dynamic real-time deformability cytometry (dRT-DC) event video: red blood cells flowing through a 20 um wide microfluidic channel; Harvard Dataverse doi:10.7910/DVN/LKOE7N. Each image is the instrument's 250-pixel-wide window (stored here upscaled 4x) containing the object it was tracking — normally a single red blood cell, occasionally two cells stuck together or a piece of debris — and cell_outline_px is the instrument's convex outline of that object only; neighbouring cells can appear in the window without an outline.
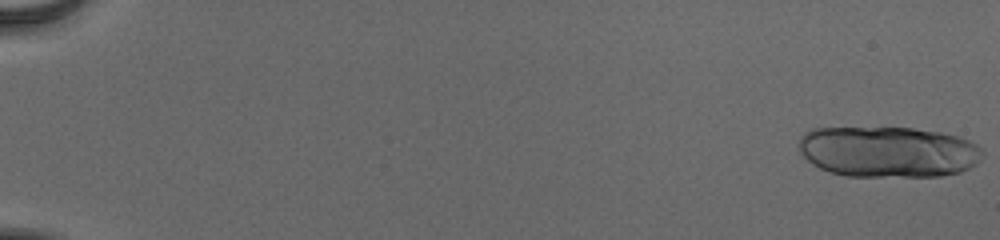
{"species": "human", "species_latin": "Homo sapiens", "temperature_condition": "cold", "stored_images_in_passage": 21, "camera_frame_rate_fps": 3000, "um_per_image_px": 0.085, "donor": {"sex": "male"}, "frame": {"image": 1, "passage_image": 1, "time_ms": 0.0, "image_size_px": [1000, 240], "cell_outline_px": [[984, 156], [976, 164], [960, 172], [940, 176], [844, 176], [828, 172], [812, 164], [800, 152], [800, 140], [804, 132], [812, 128], [912, 128], [940, 132], [956, 136], [968, 140], [984, 148]], "centroid_in_image_um": [75.52, 12.91], "position_along_channel_um": 9.5, "area_um2": 54.79}}
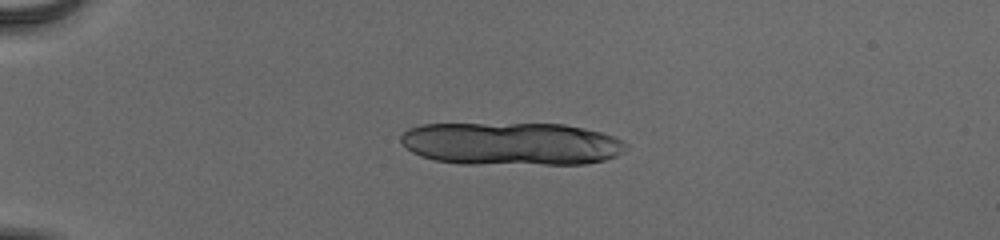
{"frame": {"image": 2, "passage_image": 15, "time_ms": 4.667, "image_size_px": [1000, 240], "cell_outline_px": [[628, 148], [616, 156], [604, 160], [584, 164], [460, 164], [436, 160], [420, 156], [412, 152], [400, 140], [400, 136], [408, 128], [420, 124], [564, 124], [600, 132], [612, 136], [628, 144]], "centroid_in_image_um": [43.45, 12.23], "position_along_channel_um": 41.6, "area_um2": 56.47}}